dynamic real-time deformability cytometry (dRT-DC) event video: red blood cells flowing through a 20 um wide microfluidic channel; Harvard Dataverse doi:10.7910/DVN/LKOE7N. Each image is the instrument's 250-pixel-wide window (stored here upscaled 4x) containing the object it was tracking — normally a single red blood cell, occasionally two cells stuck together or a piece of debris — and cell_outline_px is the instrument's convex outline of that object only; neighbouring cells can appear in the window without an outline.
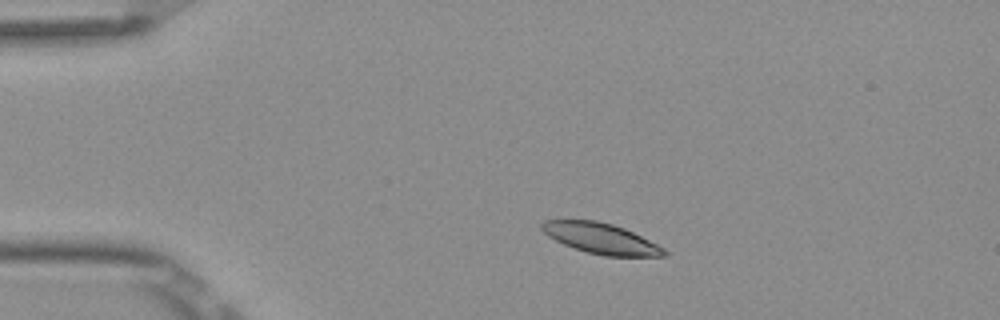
{"species": "Egyptian fruit bat (a non-hibernating species)", "species_latin": "Rousettus aegyptiacus", "temperature_condition": "room temperature", "stored_images_in_passage": 4, "camera_frame_rate_fps": 3000, "um_per_image_px": 0.085, "frame": {"image": 1, "passage_image": 1, "time_ms": 0.0, "image_size_px": [1000, 320], "cell_outline_px": [[668, 256], [604, 256], [588, 252], [564, 244], [548, 236], [540, 228], [540, 224], [544, 220], [596, 220], [612, 224], [624, 228], [664, 248], [668, 252]], "centroid_in_image_um": [51.07, 20.26], "position_along_channel_um": 33.9, "area_um2": 21.56}}
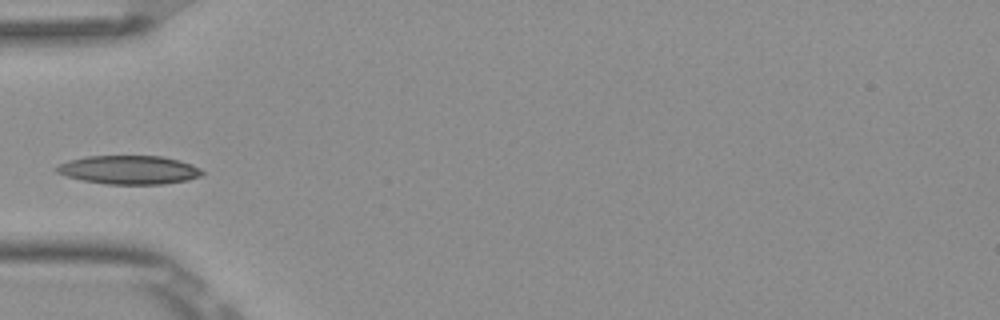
{"frame": {"image": 2, "passage_image": 3, "time_ms": 0.667, "image_size_px": [1000, 320], "cell_outline_px": [[204, 172], [200, 176], [188, 180], [164, 184], [108, 184], [84, 180], [68, 176], [56, 172], [52, 168], [56, 164], [68, 160], [88, 156], [164, 156], [180, 160], [192, 164], [200, 168]], "centroid_in_image_um": [10.96, 14.43], "position_along_channel_um": 74.0, "area_um2": 24.45}}
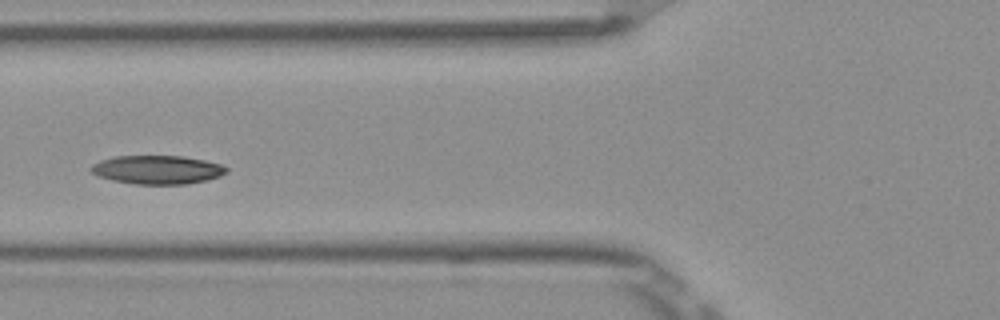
{"frame": {"image": 3, "passage_image": 4, "time_ms": 1.0, "image_size_px": [1000, 320], "cell_outline_px": [[228, 172], [220, 176], [208, 180], [184, 184], [136, 184], [112, 180], [100, 176], [92, 172], [88, 168], [92, 164], [100, 160], [116, 156], [184, 156], [204, 160], [220, 164], [228, 168]], "centroid_in_image_um": [13.38, 14.42], "position_along_channel_um": 112.4, "area_um2": 22.6}}